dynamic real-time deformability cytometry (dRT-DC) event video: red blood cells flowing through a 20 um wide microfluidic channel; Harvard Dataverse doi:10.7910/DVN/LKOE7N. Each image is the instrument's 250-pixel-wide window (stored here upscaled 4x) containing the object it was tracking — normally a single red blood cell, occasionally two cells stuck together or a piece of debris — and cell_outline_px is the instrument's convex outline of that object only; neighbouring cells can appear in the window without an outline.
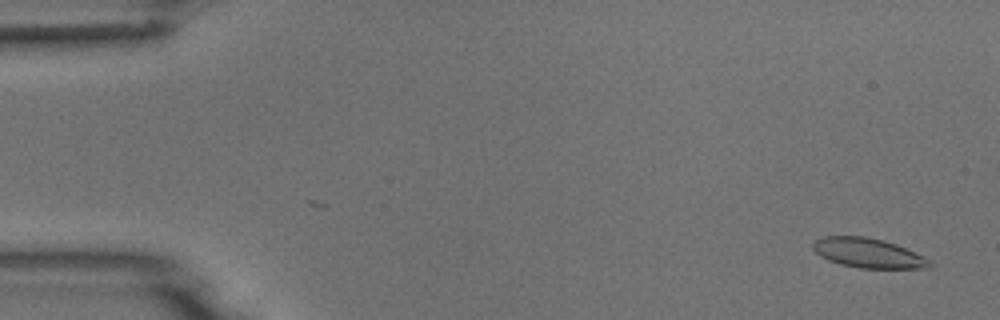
{"species": "common noctule bat (a hibernating species)", "species_latin": "Nyctalus noctula", "temperature_condition": "room temperature", "stored_images_in_passage": 2, "camera_frame_rate_fps": 3000, "um_per_image_px": 0.085, "animal": {"sex": "male", "body_mass_g": 18.8}, "frame": {"image": 1, "passage_image": 2, "time_ms": 0.333, "image_size_px": [1000, 320], "cell_outline_px": [[936, 264], [932, 268], [860, 268], [840, 264], [828, 260], [820, 256], [812, 248], [812, 244], [816, 240], [824, 236], [864, 236], [884, 240], [896, 244], [924, 256]], "centroid_in_image_um": [73.83, 21.51], "position_along_channel_um": 11.2, "area_um2": 20.29}}